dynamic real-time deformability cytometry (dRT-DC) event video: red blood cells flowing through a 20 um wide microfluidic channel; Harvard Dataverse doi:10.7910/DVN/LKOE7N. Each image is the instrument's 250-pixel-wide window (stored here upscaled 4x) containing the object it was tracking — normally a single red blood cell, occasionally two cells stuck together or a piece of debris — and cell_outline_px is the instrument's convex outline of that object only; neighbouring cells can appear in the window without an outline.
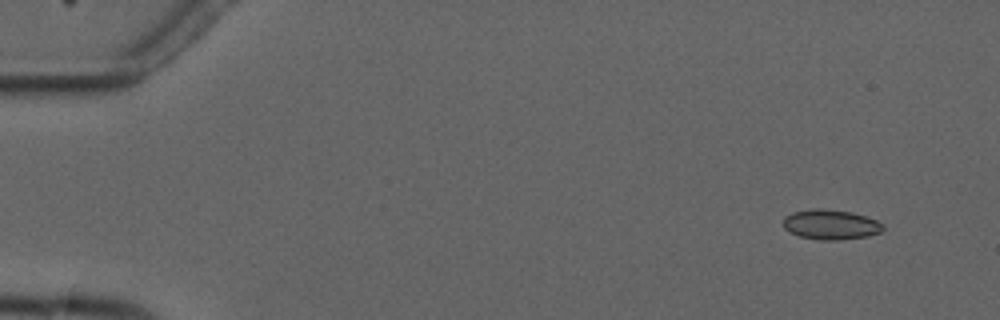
{"species": "common noctule bat (a hibernating species)", "species_latin": "Nyctalus noctula", "temperature_condition": "cold", "stored_images_in_passage": 10, "camera_frame_rate_fps": 3000, "um_per_image_px": 0.085, "animal": {"sex": "male", "forearm_length_mm": 52.5}, "frame": {"image": 1, "passage_image": 2, "time_ms": 1.333, "image_size_px": [1000, 320], "cell_outline_px": [[884, 228], [880, 232], [868, 236], [840, 240], [820, 240], [800, 236], [788, 232], [784, 228], [784, 216], [792, 212], [812, 208], [820, 208], [852, 212], [876, 220], [884, 224]], "centroid_in_image_um": [70.59, 19.08], "position_along_channel_um": 14.4, "area_um2": 17.51}}
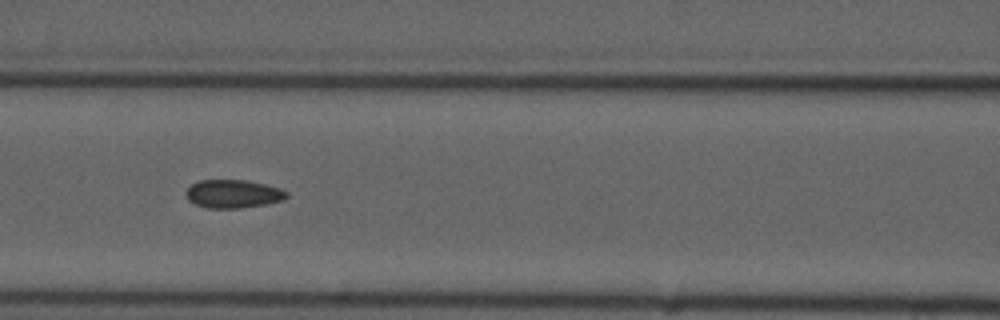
{"frame": {"image": 2, "passage_image": 7, "time_ms": 8.0, "image_size_px": [1000, 320], "cell_outline_px": [[288, 196], [284, 200], [264, 204], [236, 208], [208, 208], [196, 204], [188, 200], [184, 192], [192, 184], [200, 180], [244, 180], [264, 184], [280, 188], [288, 192]], "centroid_in_image_um": [19.81, 16.47], "position_along_channel_um": 146.8, "area_um2": 16.47}}
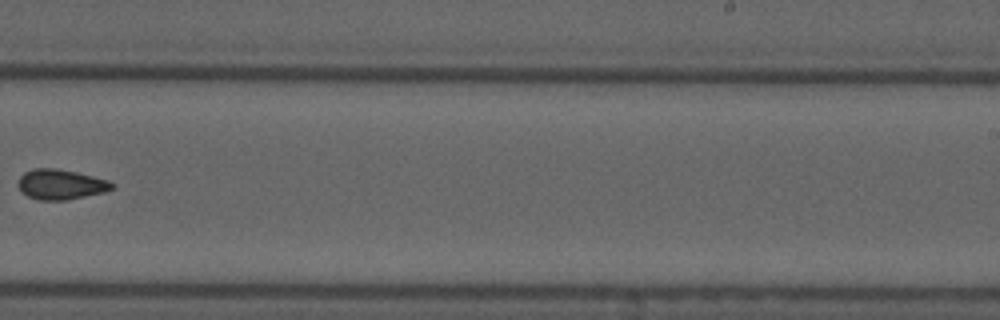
{"frame": {"image": 3, "passage_image": 10, "time_ms": 11.667, "image_size_px": [1000, 320], "cell_outline_px": [[116, 188], [104, 192], [68, 200], [40, 200], [28, 196], [20, 188], [20, 176], [24, 172], [32, 168], [56, 168], [76, 172], [108, 180], [116, 184]], "centroid_in_image_um": [5.22, 15.67], "position_along_channel_um": 283.8, "area_um2": 16.42}}